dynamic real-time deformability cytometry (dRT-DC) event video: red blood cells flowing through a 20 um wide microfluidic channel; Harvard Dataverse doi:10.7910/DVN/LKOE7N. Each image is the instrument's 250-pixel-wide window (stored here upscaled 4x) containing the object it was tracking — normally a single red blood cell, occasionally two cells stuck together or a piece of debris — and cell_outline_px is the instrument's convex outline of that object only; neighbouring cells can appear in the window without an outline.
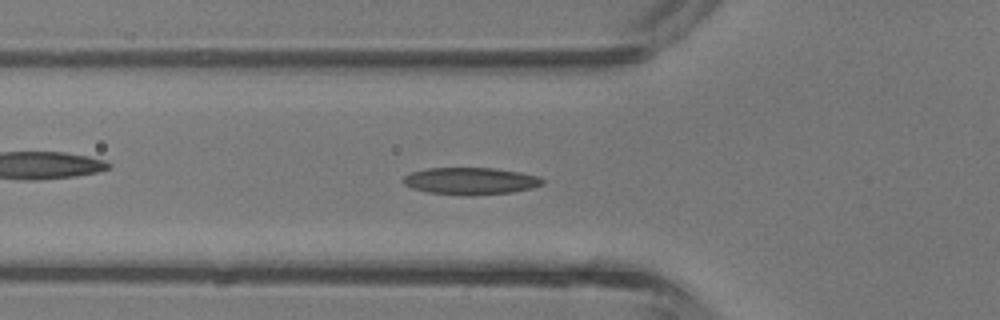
{"species": "common noctule bat (a hibernating species)", "species_latin": "Nyctalus noctula", "temperature_condition": "room temperature", "stored_images_in_passage": 42, "camera_frame_rate_fps": 3000, "um_per_image_px": 0.085, "animal": {"sex": "male", "body_mass_g": 13.3}, "frame": {"image": 1, "passage_image": 14, "time_ms": 4.333, "image_size_px": [1000, 320], "cell_outline_px": [[544, 184], [532, 188], [512, 192], [468, 196], [464, 196], [428, 192], [412, 188], [404, 184], [404, 176], [412, 172], [428, 168], [492, 168], [520, 172], [540, 176], [544, 180]], "centroid_in_image_um": [40.03, 15.39], "position_along_channel_um": 85.8, "area_um2": 22.02}}
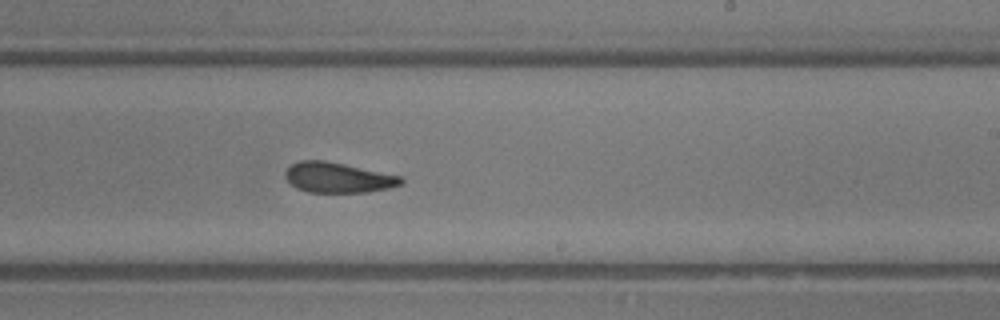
{"frame": {"image": 2, "passage_image": 25, "time_ms": 8.0, "image_size_px": [1000, 320], "cell_outline_px": [[404, 184], [388, 188], [368, 192], [308, 192], [296, 188], [284, 176], [284, 172], [292, 164], [300, 160], [324, 160], [344, 164], [400, 176], [404, 180]], "centroid_in_image_um": [28.72, 15.1], "position_along_channel_um": 260.3, "area_um2": 20.29}}
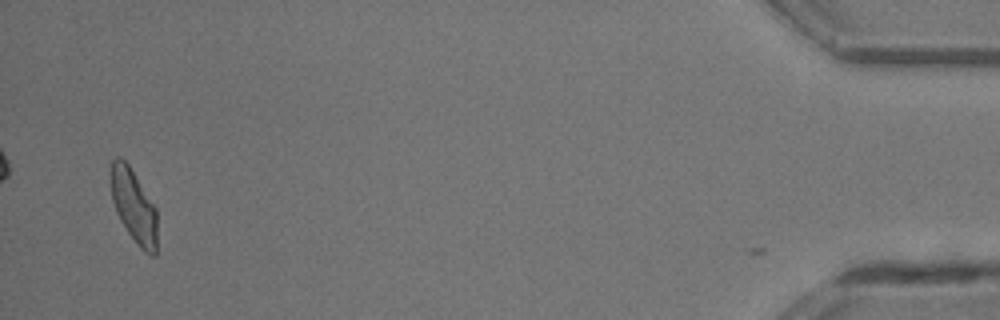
{"frame": {"image": 3, "passage_image": 41, "time_ms": 13.333, "image_size_px": [1000, 320], "cell_outline_px": [[156, 256], [152, 256], [144, 252], [140, 248], [128, 232], [120, 220], [116, 212], [112, 200], [112, 160], [116, 156], [120, 156], [128, 164], [156, 208]], "centroid_in_image_um": [11.38, 17.54], "position_along_channel_um": 423.8, "area_um2": 19.42}, "authors_computed_cell_mechanics": {"area_um2": 20.6346, "velocity_mm_per_s": 4.7417, "shape_relaxation_time_tau1_ms": 4.5786, "shape_relaxation_time_tau2_ms": 1.5693, "deformation_change_tau1": 0.1564, "deformation_change_tau2": 0.0895}}